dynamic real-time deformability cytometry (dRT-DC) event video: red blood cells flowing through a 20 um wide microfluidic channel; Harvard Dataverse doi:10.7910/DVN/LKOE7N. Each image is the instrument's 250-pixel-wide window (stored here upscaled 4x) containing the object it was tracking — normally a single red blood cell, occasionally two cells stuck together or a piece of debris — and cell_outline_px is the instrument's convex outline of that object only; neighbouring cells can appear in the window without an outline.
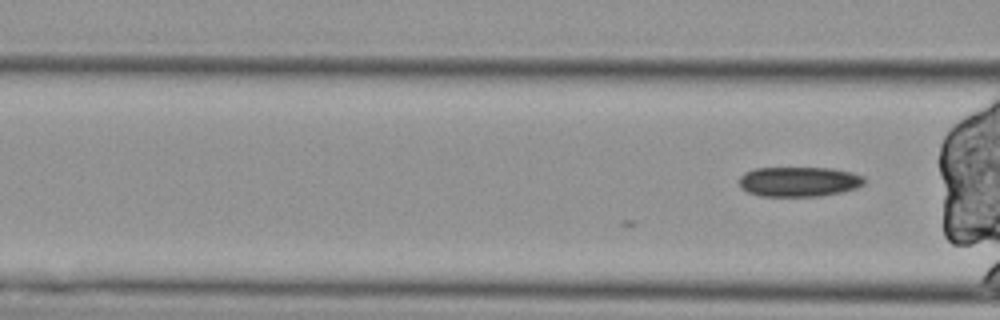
{"species": "Egyptian fruit bat (a non-hibernating species)", "species_latin": "Rousettus aegyptiacus", "temperature_condition": "cold", "stored_images_in_passage": 3, "camera_frame_rate_fps": 3000, "um_per_image_px": 0.085, "animal": {"sex": "female"}, "frame": {"image": 1, "passage_image": 3, "time_ms": 0.667, "image_size_px": [1000, 320], "cell_outline_px": [[864, 184], [856, 188], [840, 192], [816, 196], [760, 196], [748, 192], [740, 188], [740, 176], [744, 172], [752, 168], [832, 168], [852, 172], [864, 176]], "centroid_in_image_um": [67.89, 15.43], "position_along_channel_um": 98.7, "area_um2": 21.85}}